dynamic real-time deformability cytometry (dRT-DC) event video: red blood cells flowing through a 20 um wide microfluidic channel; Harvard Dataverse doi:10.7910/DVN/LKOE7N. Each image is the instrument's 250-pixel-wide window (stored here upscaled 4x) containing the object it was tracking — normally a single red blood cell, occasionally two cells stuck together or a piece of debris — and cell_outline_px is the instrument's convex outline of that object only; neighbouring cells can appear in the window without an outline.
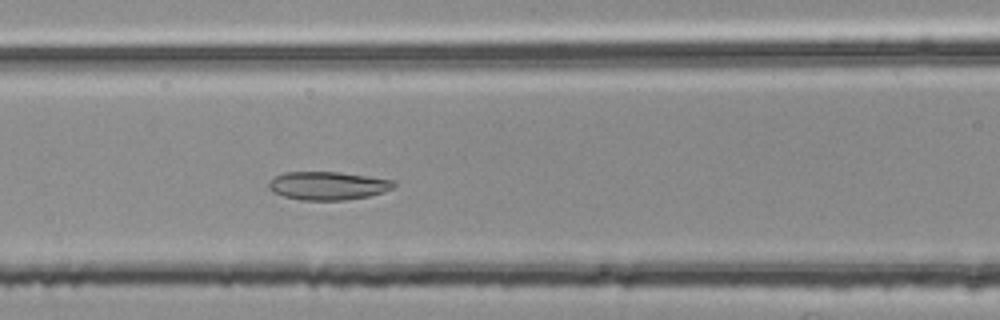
{"species": "common noctule bat (a hibernating species)", "species_latin": "Nyctalus noctula", "temperature_condition": "room temperature", "stored_images_in_passage": 51, "camera_frame_rate_fps": 3000, "um_per_image_px": 0.085, "animal": {"sex": "female", "body_mass_g": 25.1}, "frame": {"image": 1, "passage_image": 23, "time_ms": 7.333, "image_size_px": [1000, 320], "cell_outline_px": [[396, 184], [392, 188], [384, 192], [368, 196], [344, 200], [300, 200], [284, 196], [272, 192], [268, 188], [268, 184], [276, 176], [284, 172], [340, 172], [368, 176], [392, 180]], "centroid_in_image_um": [27.86, 15.78], "position_along_channel_um": 138.7, "area_um2": 20.52}}
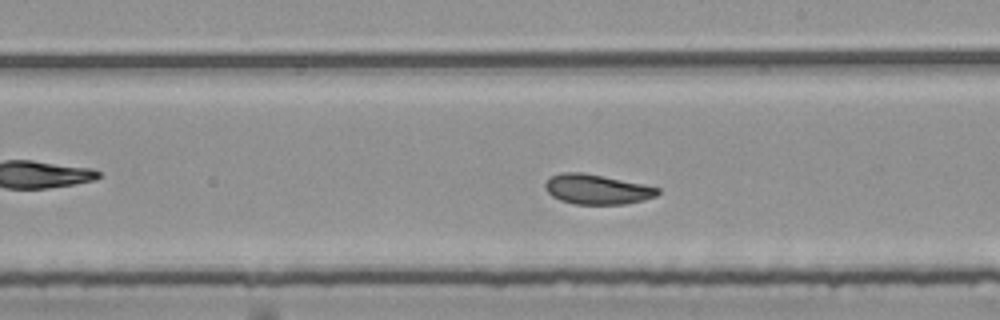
{"frame": {"image": 2, "passage_image": 31, "time_ms": 10.0, "image_size_px": [1000, 320], "cell_outline_px": [[660, 192], [656, 196], [624, 204], [572, 204], [560, 200], [552, 196], [544, 188], [544, 184], [548, 176], [560, 172], [580, 172], [604, 176], [644, 184], [660, 188]], "centroid_in_image_um": [50.69, 16.08], "position_along_channel_um": 238.3, "area_um2": 19.71}}
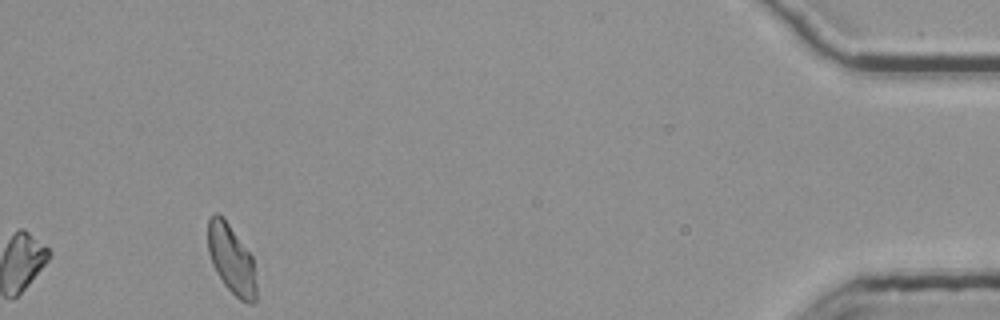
{"frame": {"image": 3, "passage_image": 51, "time_ms": 16.667, "image_size_px": [1000, 320], "cell_outline_px": [[256, 300], [252, 304], [248, 304], [240, 300], [224, 284], [216, 272], [212, 264], [208, 252], [208, 220], [212, 212], [216, 212], [228, 224], [252, 256], [256, 284]], "centroid_in_image_um": [19.66, 22.07], "position_along_channel_um": 415.5, "area_um2": 19.31}, "authors_computed_cell_mechanics": {"area_um2": 20.23, "velocity_mm_per_s": 3.7457, "shape_relaxation_time_tau1_ms": null, "shape_relaxation_time_tau2_ms": 2.3469, "deformation_change_tau1": null, "deformation_change_tau2": 0.0661}}